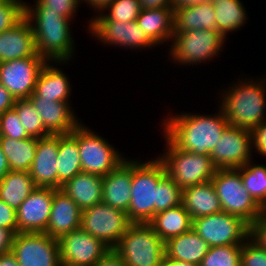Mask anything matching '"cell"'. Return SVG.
Segmentation results:
<instances>
[{
    "label": "cell",
    "mask_w": 266,
    "mask_h": 266,
    "mask_svg": "<svg viewBox=\"0 0 266 266\" xmlns=\"http://www.w3.org/2000/svg\"><path fill=\"white\" fill-rule=\"evenodd\" d=\"M215 115L182 113L166 116L163 134L177 148L199 155H210L223 131L230 125L223 110Z\"/></svg>",
    "instance_id": "6da1fadb"
},
{
    "label": "cell",
    "mask_w": 266,
    "mask_h": 266,
    "mask_svg": "<svg viewBox=\"0 0 266 266\" xmlns=\"http://www.w3.org/2000/svg\"><path fill=\"white\" fill-rule=\"evenodd\" d=\"M25 17L33 29L36 51L47 62H69L75 57V43L69 27L72 19L49 11L37 0L33 5L25 2Z\"/></svg>",
    "instance_id": "7a4b0ae2"
},
{
    "label": "cell",
    "mask_w": 266,
    "mask_h": 266,
    "mask_svg": "<svg viewBox=\"0 0 266 266\" xmlns=\"http://www.w3.org/2000/svg\"><path fill=\"white\" fill-rule=\"evenodd\" d=\"M242 80L225 88L220 108L230 125L252 131L266 120V78Z\"/></svg>",
    "instance_id": "3957f363"
},
{
    "label": "cell",
    "mask_w": 266,
    "mask_h": 266,
    "mask_svg": "<svg viewBox=\"0 0 266 266\" xmlns=\"http://www.w3.org/2000/svg\"><path fill=\"white\" fill-rule=\"evenodd\" d=\"M166 174L158 158L145 162L132 160L131 201L127 211L132 223H148L154 217L157 185Z\"/></svg>",
    "instance_id": "277c9868"
},
{
    "label": "cell",
    "mask_w": 266,
    "mask_h": 266,
    "mask_svg": "<svg viewBox=\"0 0 266 266\" xmlns=\"http://www.w3.org/2000/svg\"><path fill=\"white\" fill-rule=\"evenodd\" d=\"M126 266H161L165 242L148 223H132L113 248Z\"/></svg>",
    "instance_id": "5b68a950"
},
{
    "label": "cell",
    "mask_w": 266,
    "mask_h": 266,
    "mask_svg": "<svg viewBox=\"0 0 266 266\" xmlns=\"http://www.w3.org/2000/svg\"><path fill=\"white\" fill-rule=\"evenodd\" d=\"M166 152L157 157L167 175L181 188L210 181L217 170L210 155H199L177 148L165 135Z\"/></svg>",
    "instance_id": "8992f818"
},
{
    "label": "cell",
    "mask_w": 266,
    "mask_h": 266,
    "mask_svg": "<svg viewBox=\"0 0 266 266\" xmlns=\"http://www.w3.org/2000/svg\"><path fill=\"white\" fill-rule=\"evenodd\" d=\"M226 38L217 30H189L174 32L169 49L173 63L191 67L204 63L219 55L224 49ZM209 59V60H208Z\"/></svg>",
    "instance_id": "52a82bcc"
},
{
    "label": "cell",
    "mask_w": 266,
    "mask_h": 266,
    "mask_svg": "<svg viewBox=\"0 0 266 266\" xmlns=\"http://www.w3.org/2000/svg\"><path fill=\"white\" fill-rule=\"evenodd\" d=\"M211 182L224 212L241 217L249 225L262 212V207L246 190L236 169H217Z\"/></svg>",
    "instance_id": "ba28073f"
},
{
    "label": "cell",
    "mask_w": 266,
    "mask_h": 266,
    "mask_svg": "<svg viewBox=\"0 0 266 266\" xmlns=\"http://www.w3.org/2000/svg\"><path fill=\"white\" fill-rule=\"evenodd\" d=\"M77 145L82 172L106 176L126 159L108 140L82 122L77 126ZM123 156V157H122Z\"/></svg>",
    "instance_id": "9c48e42d"
},
{
    "label": "cell",
    "mask_w": 266,
    "mask_h": 266,
    "mask_svg": "<svg viewBox=\"0 0 266 266\" xmlns=\"http://www.w3.org/2000/svg\"><path fill=\"white\" fill-rule=\"evenodd\" d=\"M192 229L209 247L243 244L249 238L250 225L241 217L224 211L193 220Z\"/></svg>",
    "instance_id": "30bf717a"
},
{
    "label": "cell",
    "mask_w": 266,
    "mask_h": 266,
    "mask_svg": "<svg viewBox=\"0 0 266 266\" xmlns=\"http://www.w3.org/2000/svg\"><path fill=\"white\" fill-rule=\"evenodd\" d=\"M132 222L127 213L105 203L82 210L80 228L113 249Z\"/></svg>",
    "instance_id": "8fae6325"
},
{
    "label": "cell",
    "mask_w": 266,
    "mask_h": 266,
    "mask_svg": "<svg viewBox=\"0 0 266 266\" xmlns=\"http://www.w3.org/2000/svg\"><path fill=\"white\" fill-rule=\"evenodd\" d=\"M11 252L19 266H60L59 241L45 233L17 232Z\"/></svg>",
    "instance_id": "7c38bea8"
},
{
    "label": "cell",
    "mask_w": 266,
    "mask_h": 266,
    "mask_svg": "<svg viewBox=\"0 0 266 266\" xmlns=\"http://www.w3.org/2000/svg\"><path fill=\"white\" fill-rule=\"evenodd\" d=\"M46 63L42 56L0 62V83L15 99H28Z\"/></svg>",
    "instance_id": "4fadbf2b"
},
{
    "label": "cell",
    "mask_w": 266,
    "mask_h": 266,
    "mask_svg": "<svg viewBox=\"0 0 266 266\" xmlns=\"http://www.w3.org/2000/svg\"><path fill=\"white\" fill-rule=\"evenodd\" d=\"M252 152L251 131L229 125L210 157L217 169H237L253 159Z\"/></svg>",
    "instance_id": "5bb4252c"
},
{
    "label": "cell",
    "mask_w": 266,
    "mask_h": 266,
    "mask_svg": "<svg viewBox=\"0 0 266 266\" xmlns=\"http://www.w3.org/2000/svg\"><path fill=\"white\" fill-rule=\"evenodd\" d=\"M61 264L93 266L111 248L81 228L68 232L59 240Z\"/></svg>",
    "instance_id": "9a60e30c"
},
{
    "label": "cell",
    "mask_w": 266,
    "mask_h": 266,
    "mask_svg": "<svg viewBox=\"0 0 266 266\" xmlns=\"http://www.w3.org/2000/svg\"><path fill=\"white\" fill-rule=\"evenodd\" d=\"M90 35L97 40L112 46L133 49H146L155 47L140 29L136 21H88ZM112 44V45H111Z\"/></svg>",
    "instance_id": "2e32d148"
},
{
    "label": "cell",
    "mask_w": 266,
    "mask_h": 266,
    "mask_svg": "<svg viewBox=\"0 0 266 266\" xmlns=\"http://www.w3.org/2000/svg\"><path fill=\"white\" fill-rule=\"evenodd\" d=\"M54 198V188L36 187L17 212V232L45 233Z\"/></svg>",
    "instance_id": "e0dca14e"
},
{
    "label": "cell",
    "mask_w": 266,
    "mask_h": 266,
    "mask_svg": "<svg viewBox=\"0 0 266 266\" xmlns=\"http://www.w3.org/2000/svg\"><path fill=\"white\" fill-rule=\"evenodd\" d=\"M59 135L38 138L34 161L29 173L36 187L58 189Z\"/></svg>",
    "instance_id": "ac0fdd59"
},
{
    "label": "cell",
    "mask_w": 266,
    "mask_h": 266,
    "mask_svg": "<svg viewBox=\"0 0 266 266\" xmlns=\"http://www.w3.org/2000/svg\"><path fill=\"white\" fill-rule=\"evenodd\" d=\"M40 56L36 51L32 26L24 17L16 25L0 33V62Z\"/></svg>",
    "instance_id": "d6986e66"
},
{
    "label": "cell",
    "mask_w": 266,
    "mask_h": 266,
    "mask_svg": "<svg viewBox=\"0 0 266 266\" xmlns=\"http://www.w3.org/2000/svg\"><path fill=\"white\" fill-rule=\"evenodd\" d=\"M132 159L122 162L102 179V203L127 213L131 201Z\"/></svg>",
    "instance_id": "ffe728a7"
},
{
    "label": "cell",
    "mask_w": 266,
    "mask_h": 266,
    "mask_svg": "<svg viewBox=\"0 0 266 266\" xmlns=\"http://www.w3.org/2000/svg\"><path fill=\"white\" fill-rule=\"evenodd\" d=\"M82 210L61 189L54 188V198L45 234L59 240L63 235L80 228Z\"/></svg>",
    "instance_id": "44dd1931"
},
{
    "label": "cell",
    "mask_w": 266,
    "mask_h": 266,
    "mask_svg": "<svg viewBox=\"0 0 266 266\" xmlns=\"http://www.w3.org/2000/svg\"><path fill=\"white\" fill-rule=\"evenodd\" d=\"M41 116L45 129L51 135L71 133L79 124L69 102L52 101L51 99H29Z\"/></svg>",
    "instance_id": "7402d4cb"
},
{
    "label": "cell",
    "mask_w": 266,
    "mask_h": 266,
    "mask_svg": "<svg viewBox=\"0 0 266 266\" xmlns=\"http://www.w3.org/2000/svg\"><path fill=\"white\" fill-rule=\"evenodd\" d=\"M65 62H47L37 79L34 93L28 99H51L58 102H69L71 97V83L65 72L56 65Z\"/></svg>",
    "instance_id": "603a6c76"
},
{
    "label": "cell",
    "mask_w": 266,
    "mask_h": 266,
    "mask_svg": "<svg viewBox=\"0 0 266 266\" xmlns=\"http://www.w3.org/2000/svg\"><path fill=\"white\" fill-rule=\"evenodd\" d=\"M136 22L155 46L172 40L174 34L173 8L141 9Z\"/></svg>",
    "instance_id": "cb8c5ba5"
},
{
    "label": "cell",
    "mask_w": 266,
    "mask_h": 266,
    "mask_svg": "<svg viewBox=\"0 0 266 266\" xmlns=\"http://www.w3.org/2000/svg\"><path fill=\"white\" fill-rule=\"evenodd\" d=\"M181 204L192 220L223 211L211 180L182 189Z\"/></svg>",
    "instance_id": "d4e9b609"
},
{
    "label": "cell",
    "mask_w": 266,
    "mask_h": 266,
    "mask_svg": "<svg viewBox=\"0 0 266 266\" xmlns=\"http://www.w3.org/2000/svg\"><path fill=\"white\" fill-rule=\"evenodd\" d=\"M102 179L100 175L80 172L62 185L61 190L84 210L102 202Z\"/></svg>",
    "instance_id": "484cf974"
},
{
    "label": "cell",
    "mask_w": 266,
    "mask_h": 266,
    "mask_svg": "<svg viewBox=\"0 0 266 266\" xmlns=\"http://www.w3.org/2000/svg\"><path fill=\"white\" fill-rule=\"evenodd\" d=\"M209 245L193 229L165 242V257L200 265Z\"/></svg>",
    "instance_id": "4316f807"
},
{
    "label": "cell",
    "mask_w": 266,
    "mask_h": 266,
    "mask_svg": "<svg viewBox=\"0 0 266 266\" xmlns=\"http://www.w3.org/2000/svg\"><path fill=\"white\" fill-rule=\"evenodd\" d=\"M174 9V32L217 30L213 1Z\"/></svg>",
    "instance_id": "83f0119b"
},
{
    "label": "cell",
    "mask_w": 266,
    "mask_h": 266,
    "mask_svg": "<svg viewBox=\"0 0 266 266\" xmlns=\"http://www.w3.org/2000/svg\"><path fill=\"white\" fill-rule=\"evenodd\" d=\"M154 232L164 241L192 229L193 220L182 204L159 212L148 222Z\"/></svg>",
    "instance_id": "f1b7e54d"
},
{
    "label": "cell",
    "mask_w": 266,
    "mask_h": 266,
    "mask_svg": "<svg viewBox=\"0 0 266 266\" xmlns=\"http://www.w3.org/2000/svg\"><path fill=\"white\" fill-rule=\"evenodd\" d=\"M57 157L58 189H61L62 185L82 172L77 145V127L71 133L59 135Z\"/></svg>",
    "instance_id": "f546056e"
},
{
    "label": "cell",
    "mask_w": 266,
    "mask_h": 266,
    "mask_svg": "<svg viewBox=\"0 0 266 266\" xmlns=\"http://www.w3.org/2000/svg\"><path fill=\"white\" fill-rule=\"evenodd\" d=\"M38 138L16 140L0 136V146L10 171H29L35 158Z\"/></svg>",
    "instance_id": "4dcf8cb0"
},
{
    "label": "cell",
    "mask_w": 266,
    "mask_h": 266,
    "mask_svg": "<svg viewBox=\"0 0 266 266\" xmlns=\"http://www.w3.org/2000/svg\"><path fill=\"white\" fill-rule=\"evenodd\" d=\"M35 188L29 171H9L0 181V199L17 211Z\"/></svg>",
    "instance_id": "1f68e13d"
},
{
    "label": "cell",
    "mask_w": 266,
    "mask_h": 266,
    "mask_svg": "<svg viewBox=\"0 0 266 266\" xmlns=\"http://www.w3.org/2000/svg\"><path fill=\"white\" fill-rule=\"evenodd\" d=\"M241 0L213 2L217 31L225 38L230 32L239 30L247 20V12Z\"/></svg>",
    "instance_id": "d6a6232c"
},
{
    "label": "cell",
    "mask_w": 266,
    "mask_h": 266,
    "mask_svg": "<svg viewBox=\"0 0 266 266\" xmlns=\"http://www.w3.org/2000/svg\"><path fill=\"white\" fill-rule=\"evenodd\" d=\"M236 170L241 174L246 190L262 207L266 203V166L251 160Z\"/></svg>",
    "instance_id": "836d02e7"
},
{
    "label": "cell",
    "mask_w": 266,
    "mask_h": 266,
    "mask_svg": "<svg viewBox=\"0 0 266 266\" xmlns=\"http://www.w3.org/2000/svg\"><path fill=\"white\" fill-rule=\"evenodd\" d=\"M109 12V13H106ZM139 0H113L102 12L91 18L90 21H136L140 14Z\"/></svg>",
    "instance_id": "e575fe53"
},
{
    "label": "cell",
    "mask_w": 266,
    "mask_h": 266,
    "mask_svg": "<svg viewBox=\"0 0 266 266\" xmlns=\"http://www.w3.org/2000/svg\"><path fill=\"white\" fill-rule=\"evenodd\" d=\"M13 108L30 137L43 138L51 135L45 129L41 116L29 99H16Z\"/></svg>",
    "instance_id": "d590c367"
},
{
    "label": "cell",
    "mask_w": 266,
    "mask_h": 266,
    "mask_svg": "<svg viewBox=\"0 0 266 266\" xmlns=\"http://www.w3.org/2000/svg\"><path fill=\"white\" fill-rule=\"evenodd\" d=\"M242 244L210 247L200 266H240Z\"/></svg>",
    "instance_id": "8d00e7d4"
},
{
    "label": "cell",
    "mask_w": 266,
    "mask_h": 266,
    "mask_svg": "<svg viewBox=\"0 0 266 266\" xmlns=\"http://www.w3.org/2000/svg\"><path fill=\"white\" fill-rule=\"evenodd\" d=\"M182 189L166 174L157 185L154 215L181 204Z\"/></svg>",
    "instance_id": "74e56055"
},
{
    "label": "cell",
    "mask_w": 266,
    "mask_h": 266,
    "mask_svg": "<svg viewBox=\"0 0 266 266\" xmlns=\"http://www.w3.org/2000/svg\"><path fill=\"white\" fill-rule=\"evenodd\" d=\"M0 136L16 140L27 139L30 137L14 108L0 114Z\"/></svg>",
    "instance_id": "f35d334b"
},
{
    "label": "cell",
    "mask_w": 266,
    "mask_h": 266,
    "mask_svg": "<svg viewBox=\"0 0 266 266\" xmlns=\"http://www.w3.org/2000/svg\"><path fill=\"white\" fill-rule=\"evenodd\" d=\"M25 17V1L9 0L0 4V33L7 31Z\"/></svg>",
    "instance_id": "ab89813d"
},
{
    "label": "cell",
    "mask_w": 266,
    "mask_h": 266,
    "mask_svg": "<svg viewBox=\"0 0 266 266\" xmlns=\"http://www.w3.org/2000/svg\"><path fill=\"white\" fill-rule=\"evenodd\" d=\"M240 266H266V248L250 237L242 244Z\"/></svg>",
    "instance_id": "60d3db41"
},
{
    "label": "cell",
    "mask_w": 266,
    "mask_h": 266,
    "mask_svg": "<svg viewBox=\"0 0 266 266\" xmlns=\"http://www.w3.org/2000/svg\"><path fill=\"white\" fill-rule=\"evenodd\" d=\"M43 7L49 11L57 12L60 16L68 19H74L77 8L81 0H37Z\"/></svg>",
    "instance_id": "b9f144b4"
},
{
    "label": "cell",
    "mask_w": 266,
    "mask_h": 266,
    "mask_svg": "<svg viewBox=\"0 0 266 266\" xmlns=\"http://www.w3.org/2000/svg\"><path fill=\"white\" fill-rule=\"evenodd\" d=\"M249 237L259 246L266 248V212L262 211L250 224Z\"/></svg>",
    "instance_id": "7bdbcfd3"
},
{
    "label": "cell",
    "mask_w": 266,
    "mask_h": 266,
    "mask_svg": "<svg viewBox=\"0 0 266 266\" xmlns=\"http://www.w3.org/2000/svg\"><path fill=\"white\" fill-rule=\"evenodd\" d=\"M0 226L17 233V212L0 199Z\"/></svg>",
    "instance_id": "ee69618b"
},
{
    "label": "cell",
    "mask_w": 266,
    "mask_h": 266,
    "mask_svg": "<svg viewBox=\"0 0 266 266\" xmlns=\"http://www.w3.org/2000/svg\"><path fill=\"white\" fill-rule=\"evenodd\" d=\"M252 149L261 156L266 157V120L251 131Z\"/></svg>",
    "instance_id": "f6af8a7d"
},
{
    "label": "cell",
    "mask_w": 266,
    "mask_h": 266,
    "mask_svg": "<svg viewBox=\"0 0 266 266\" xmlns=\"http://www.w3.org/2000/svg\"><path fill=\"white\" fill-rule=\"evenodd\" d=\"M93 266H126L122 257L114 250L110 249Z\"/></svg>",
    "instance_id": "bcb514c9"
},
{
    "label": "cell",
    "mask_w": 266,
    "mask_h": 266,
    "mask_svg": "<svg viewBox=\"0 0 266 266\" xmlns=\"http://www.w3.org/2000/svg\"><path fill=\"white\" fill-rule=\"evenodd\" d=\"M14 236L12 230L0 226V255L11 252Z\"/></svg>",
    "instance_id": "7dc6e473"
},
{
    "label": "cell",
    "mask_w": 266,
    "mask_h": 266,
    "mask_svg": "<svg viewBox=\"0 0 266 266\" xmlns=\"http://www.w3.org/2000/svg\"><path fill=\"white\" fill-rule=\"evenodd\" d=\"M15 100L11 93L0 83V114L13 109Z\"/></svg>",
    "instance_id": "c3c4849f"
},
{
    "label": "cell",
    "mask_w": 266,
    "mask_h": 266,
    "mask_svg": "<svg viewBox=\"0 0 266 266\" xmlns=\"http://www.w3.org/2000/svg\"><path fill=\"white\" fill-rule=\"evenodd\" d=\"M141 9L173 8L172 0H139Z\"/></svg>",
    "instance_id": "681fc988"
},
{
    "label": "cell",
    "mask_w": 266,
    "mask_h": 266,
    "mask_svg": "<svg viewBox=\"0 0 266 266\" xmlns=\"http://www.w3.org/2000/svg\"><path fill=\"white\" fill-rule=\"evenodd\" d=\"M85 2L88 7L94 8L93 10L97 13H102V11L113 1V0H81V3Z\"/></svg>",
    "instance_id": "f907efd6"
},
{
    "label": "cell",
    "mask_w": 266,
    "mask_h": 266,
    "mask_svg": "<svg viewBox=\"0 0 266 266\" xmlns=\"http://www.w3.org/2000/svg\"><path fill=\"white\" fill-rule=\"evenodd\" d=\"M0 266H19L15 255L12 252L0 255Z\"/></svg>",
    "instance_id": "816d5d0a"
},
{
    "label": "cell",
    "mask_w": 266,
    "mask_h": 266,
    "mask_svg": "<svg viewBox=\"0 0 266 266\" xmlns=\"http://www.w3.org/2000/svg\"><path fill=\"white\" fill-rule=\"evenodd\" d=\"M212 0H172V7L173 8H181V7H186L190 5H195V4H203L210 2Z\"/></svg>",
    "instance_id": "f5cc1de1"
},
{
    "label": "cell",
    "mask_w": 266,
    "mask_h": 266,
    "mask_svg": "<svg viewBox=\"0 0 266 266\" xmlns=\"http://www.w3.org/2000/svg\"><path fill=\"white\" fill-rule=\"evenodd\" d=\"M10 171L6 157L0 146V181Z\"/></svg>",
    "instance_id": "db71d44e"
},
{
    "label": "cell",
    "mask_w": 266,
    "mask_h": 266,
    "mask_svg": "<svg viewBox=\"0 0 266 266\" xmlns=\"http://www.w3.org/2000/svg\"><path fill=\"white\" fill-rule=\"evenodd\" d=\"M161 266H200L164 257Z\"/></svg>",
    "instance_id": "11a10c76"
},
{
    "label": "cell",
    "mask_w": 266,
    "mask_h": 266,
    "mask_svg": "<svg viewBox=\"0 0 266 266\" xmlns=\"http://www.w3.org/2000/svg\"><path fill=\"white\" fill-rule=\"evenodd\" d=\"M262 211L266 212V203L262 206Z\"/></svg>",
    "instance_id": "9f6ffc18"
},
{
    "label": "cell",
    "mask_w": 266,
    "mask_h": 266,
    "mask_svg": "<svg viewBox=\"0 0 266 266\" xmlns=\"http://www.w3.org/2000/svg\"><path fill=\"white\" fill-rule=\"evenodd\" d=\"M9 0H0V4H4L6 2H8Z\"/></svg>",
    "instance_id": "6f0895ef"
},
{
    "label": "cell",
    "mask_w": 266,
    "mask_h": 266,
    "mask_svg": "<svg viewBox=\"0 0 266 266\" xmlns=\"http://www.w3.org/2000/svg\"><path fill=\"white\" fill-rule=\"evenodd\" d=\"M213 2H219V1H224V0H212Z\"/></svg>",
    "instance_id": "680465c9"
},
{
    "label": "cell",
    "mask_w": 266,
    "mask_h": 266,
    "mask_svg": "<svg viewBox=\"0 0 266 266\" xmlns=\"http://www.w3.org/2000/svg\"><path fill=\"white\" fill-rule=\"evenodd\" d=\"M60 266H71V265H67V264H61Z\"/></svg>",
    "instance_id": "91938a15"
}]
</instances>
